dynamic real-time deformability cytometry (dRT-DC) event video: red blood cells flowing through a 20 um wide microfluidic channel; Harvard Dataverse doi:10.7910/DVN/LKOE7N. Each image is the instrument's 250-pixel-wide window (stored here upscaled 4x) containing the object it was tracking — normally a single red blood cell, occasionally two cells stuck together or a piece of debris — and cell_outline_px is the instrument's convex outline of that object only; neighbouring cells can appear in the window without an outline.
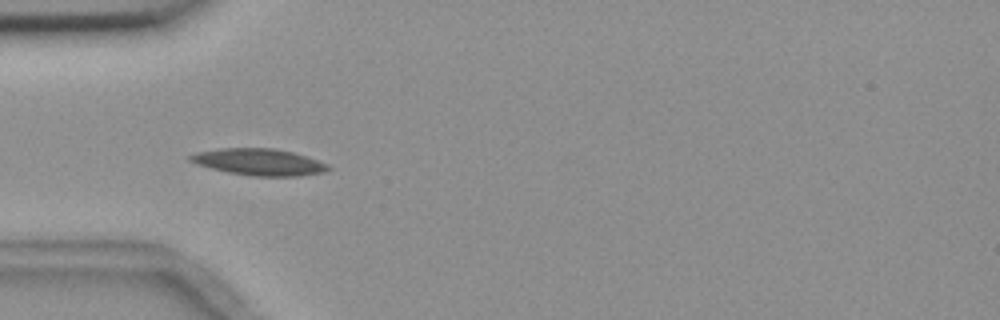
{"species": "common noctule bat (a hibernating species)", "species_latin": "Nyctalus noctula", "temperature_condition": "room temperature", "stored_images_in_passage": 12, "camera_frame_rate_fps": 3000, "um_per_image_px": 0.085, "animal": {"sex": "female", "body_mass_g": 18.4}, "frame": {"image": 1, "passage_image": 3, "time_ms": 3.0, "image_size_px": [1000, 320], "cell_outline_px": [[332, 168], [324, 172], [300, 176], [252, 176], [228, 172], [196, 164], [188, 160], [188, 156], [196, 152], [220, 148], [276, 148], [292, 152], [328, 164]], "centroid_in_image_um": [22.0, 13.77], "position_along_channel_um": 63.0, "area_um2": 21.39}}
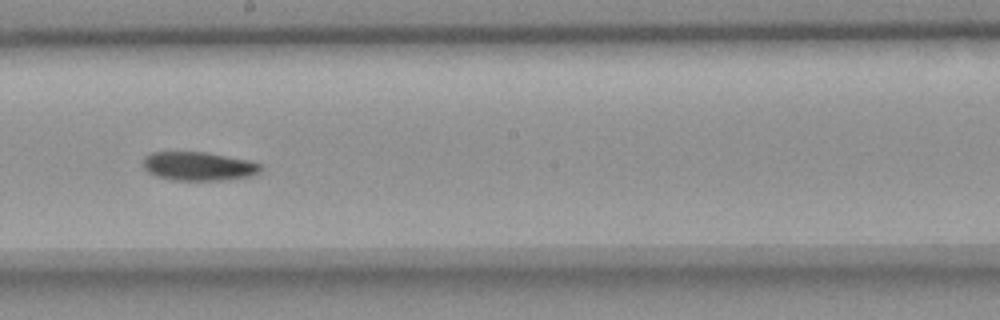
{"frame": {"image": 2, "passage_image": 7, "time_ms": 7.667, "image_size_px": [1000, 320], "cell_outline_px": [[260, 172], [252, 176], [224, 180], [172, 180], [156, 176], [148, 172], [144, 168], [144, 156], [152, 152], [208, 152], [248, 160], [260, 164]], "centroid_in_image_um": [16.87, 14.13], "position_along_channel_um": 231.3, "area_um2": 19.71}}
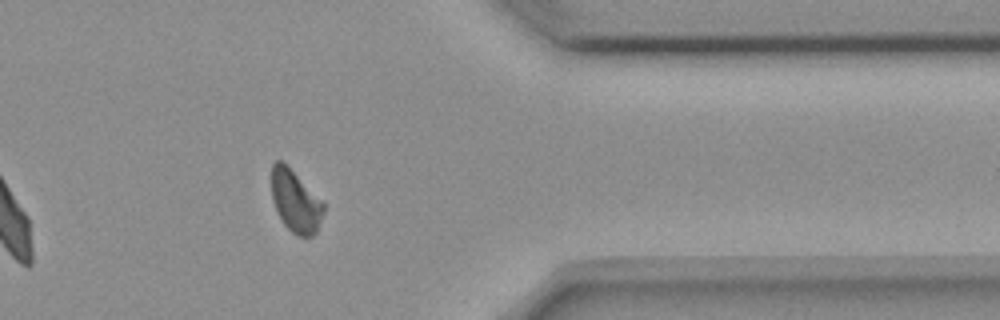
{"frame": {"image": 3, "passage_image": 11, "time_ms": 12.333, "image_size_px": [1000, 320], "cell_outline_px": [[324, 212], [316, 232], [312, 236], [300, 236], [292, 232], [284, 224], [276, 212], [272, 200], [272, 164], [276, 160], [280, 160], [324, 204]], "centroid_in_image_um": [25.09, 17.16], "position_along_channel_um": 386.3, "area_um2": 18.15}, "authors_computed_cell_mechanics": {"area_um2": 20.0566, "velocity_mm_per_s": 3.6501, "shape_relaxation_time_tau1_ms": 8.0161, "shape_relaxation_time_tau2_ms": 6.6292, "deformation_change_tau1": 0.1469, "deformation_change_tau2": 0.1218}}